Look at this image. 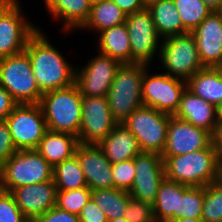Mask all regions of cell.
I'll return each instance as SVG.
<instances>
[{
    "mask_svg": "<svg viewBox=\"0 0 222 222\" xmlns=\"http://www.w3.org/2000/svg\"><path fill=\"white\" fill-rule=\"evenodd\" d=\"M183 26L193 31L211 12L202 0H173Z\"/></svg>",
    "mask_w": 222,
    "mask_h": 222,
    "instance_id": "32",
    "label": "cell"
},
{
    "mask_svg": "<svg viewBox=\"0 0 222 222\" xmlns=\"http://www.w3.org/2000/svg\"><path fill=\"white\" fill-rule=\"evenodd\" d=\"M165 178L190 187H205L219 180L214 142L206 148L177 156H162Z\"/></svg>",
    "mask_w": 222,
    "mask_h": 222,
    "instance_id": "2",
    "label": "cell"
},
{
    "mask_svg": "<svg viewBox=\"0 0 222 222\" xmlns=\"http://www.w3.org/2000/svg\"><path fill=\"white\" fill-rule=\"evenodd\" d=\"M218 127H222V106L218 109Z\"/></svg>",
    "mask_w": 222,
    "mask_h": 222,
    "instance_id": "49",
    "label": "cell"
},
{
    "mask_svg": "<svg viewBox=\"0 0 222 222\" xmlns=\"http://www.w3.org/2000/svg\"><path fill=\"white\" fill-rule=\"evenodd\" d=\"M0 85L18 104H38L43 94L25 51L0 58Z\"/></svg>",
    "mask_w": 222,
    "mask_h": 222,
    "instance_id": "6",
    "label": "cell"
},
{
    "mask_svg": "<svg viewBox=\"0 0 222 222\" xmlns=\"http://www.w3.org/2000/svg\"><path fill=\"white\" fill-rule=\"evenodd\" d=\"M148 65L121 64L109 89L107 100L113 119L123 123L136 109L143 106L142 78Z\"/></svg>",
    "mask_w": 222,
    "mask_h": 222,
    "instance_id": "4",
    "label": "cell"
},
{
    "mask_svg": "<svg viewBox=\"0 0 222 222\" xmlns=\"http://www.w3.org/2000/svg\"><path fill=\"white\" fill-rule=\"evenodd\" d=\"M124 218L129 222H156L152 203L144 202L133 197L128 199Z\"/></svg>",
    "mask_w": 222,
    "mask_h": 222,
    "instance_id": "36",
    "label": "cell"
},
{
    "mask_svg": "<svg viewBox=\"0 0 222 222\" xmlns=\"http://www.w3.org/2000/svg\"><path fill=\"white\" fill-rule=\"evenodd\" d=\"M16 151L7 122L0 121V168Z\"/></svg>",
    "mask_w": 222,
    "mask_h": 222,
    "instance_id": "38",
    "label": "cell"
},
{
    "mask_svg": "<svg viewBox=\"0 0 222 222\" xmlns=\"http://www.w3.org/2000/svg\"><path fill=\"white\" fill-rule=\"evenodd\" d=\"M78 143L73 134L47 130L35 150L54 167L75 155Z\"/></svg>",
    "mask_w": 222,
    "mask_h": 222,
    "instance_id": "22",
    "label": "cell"
},
{
    "mask_svg": "<svg viewBox=\"0 0 222 222\" xmlns=\"http://www.w3.org/2000/svg\"><path fill=\"white\" fill-rule=\"evenodd\" d=\"M91 198V189L82 187L69 191H57L56 206L59 209L79 215Z\"/></svg>",
    "mask_w": 222,
    "mask_h": 222,
    "instance_id": "34",
    "label": "cell"
},
{
    "mask_svg": "<svg viewBox=\"0 0 222 222\" xmlns=\"http://www.w3.org/2000/svg\"><path fill=\"white\" fill-rule=\"evenodd\" d=\"M117 124L112 117L107 96H82L79 143L98 145Z\"/></svg>",
    "mask_w": 222,
    "mask_h": 222,
    "instance_id": "12",
    "label": "cell"
},
{
    "mask_svg": "<svg viewBox=\"0 0 222 222\" xmlns=\"http://www.w3.org/2000/svg\"><path fill=\"white\" fill-rule=\"evenodd\" d=\"M17 105L10 93L0 85V121L5 120Z\"/></svg>",
    "mask_w": 222,
    "mask_h": 222,
    "instance_id": "41",
    "label": "cell"
},
{
    "mask_svg": "<svg viewBox=\"0 0 222 222\" xmlns=\"http://www.w3.org/2000/svg\"><path fill=\"white\" fill-rule=\"evenodd\" d=\"M202 1L212 11H220L222 7V0H202Z\"/></svg>",
    "mask_w": 222,
    "mask_h": 222,
    "instance_id": "45",
    "label": "cell"
},
{
    "mask_svg": "<svg viewBox=\"0 0 222 222\" xmlns=\"http://www.w3.org/2000/svg\"><path fill=\"white\" fill-rule=\"evenodd\" d=\"M201 219L204 222H222V182H211L204 187Z\"/></svg>",
    "mask_w": 222,
    "mask_h": 222,
    "instance_id": "33",
    "label": "cell"
},
{
    "mask_svg": "<svg viewBox=\"0 0 222 222\" xmlns=\"http://www.w3.org/2000/svg\"><path fill=\"white\" fill-rule=\"evenodd\" d=\"M121 63L98 52L84 67H76L75 84L82 96H107ZM80 69V70H79Z\"/></svg>",
    "mask_w": 222,
    "mask_h": 222,
    "instance_id": "13",
    "label": "cell"
},
{
    "mask_svg": "<svg viewBox=\"0 0 222 222\" xmlns=\"http://www.w3.org/2000/svg\"><path fill=\"white\" fill-rule=\"evenodd\" d=\"M31 61L37 85L42 93L69 87L75 83L76 66L55 48L41 29L28 40L24 50Z\"/></svg>",
    "mask_w": 222,
    "mask_h": 222,
    "instance_id": "1",
    "label": "cell"
},
{
    "mask_svg": "<svg viewBox=\"0 0 222 222\" xmlns=\"http://www.w3.org/2000/svg\"><path fill=\"white\" fill-rule=\"evenodd\" d=\"M141 1L143 3L144 7L148 8L150 5L156 3L159 0H141Z\"/></svg>",
    "mask_w": 222,
    "mask_h": 222,
    "instance_id": "48",
    "label": "cell"
},
{
    "mask_svg": "<svg viewBox=\"0 0 222 222\" xmlns=\"http://www.w3.org/2000/svg\"><path fill=\"white\" fill-rule=\"evenodd\" d=\"M2 190V187H1V168H0V191Z\"/></svg>",
    "mask_w": 222,
    "mask_h": 222,
    "instance_id": "53",
    "label": "cell"
},
{
    "mask_svg": "<svg viewBox=\"0 0 222 222\" xmlns=\"http://www.w3.org/2000/svg\"><path fill=\"white\" fill-rule=\"evenodd\" d=\"M53 181L57 191H69L87 187L84 172L76 155L53 167Z\"/></svg>",
    "mask_w": 222,
    "mask_h": 222,
    "instance_id": "29",
    "label": "cell"
},
{
    "mask_svg": "<svg viewBox=\"0 0 222 222\" xmlns=\"http://www.w3.org/2000/svg\"><path fill=\"white\" fill-rule=\"evenodd\" d=\"M213 142L216 147L217 158L222 159V127L217 128V131L213 136Z\"/></svg>",
    "mask_w": 222,
    "mask_h": 222,
    "instance_id": "43",
    "label": "cell"
},
{
    "mask_svg": "<svg viewBox=\"0 0 222 222\" xmlns=\"http://www.w3.org/2000/svg\"><path fill=\"white\" fill-rule=\"evenodd\" d=\"M191 33L204 67L222 66V13L212 11Z\"/></svg>",
    "mask_w": 222,
    "mask_h": 222,
    "instance_id": "17",
    "label": "cell"
},
{
    "mask_svg": "<svg viewBox=\"0 0 222 222\" xmlns=\"http://www.w3.org/2000/svg\"><path fill=\"white\" fill-rule=\"evenodd\" d=\"M204 203V187L183 185L179 189L178 219L201 218Z\"/></svg>",
    "mask_w": 222,
    "mask_h": 222,
    "instance_id": "31",
    "label": "cell"
},
{
    "mask_svg": "<svg viewBox=\"0 0 222 222\" xmlns=\"http://www.w3.org/2000/svg\"><path fill=\"white\" fill-rule=\"evenodd\" d=\"M182 186L183 184L178 182L163 179L152 203L156 222H172L178 219L179 189Z\"/></svg>",
    "mask_w": 222,
    "mask_h": 222,
    "instance_id": "26",
    "label": "cell"
},
{
    "mask_svg": "<svg viewBox=\"0 0 222 222\" xmlns=\"http://www.w3.org/2000/svg\"><path fill=\"white\" fill-rule=\"evenodd\" d=\"M75 155L84 172V177L89 189L114 188L112 164L98 145L78 143Z\"/></svg>",
    "mask_w": 222,
    "mask_h": 222,
    "instance_id": "18",
    "label": "cell"
},
{
    "mask_svg": "<svg viewBox=\"0 0 222 222\" xmlns=\"http://www.w3.org/2000/svg\"><path fill=\"white\" fill-rule=\"evenodd\" d=\"M127 14L112 0H102L92 4L88 20L81 28L101 32L105 29L125 23Z\"/></svg>",
    "mask_w": 222,
    "mask_h": 222,
    "instance_id": "28",
    "label": "cell"
},
{
    "mask_svg": "<svg viewBox=\"0 0 222 222\" xmlns=\"http://www.w3.org/2000/svg\"><path fill=\"white\" fill-rule=\"evenodd\" d=\"M32 222H79V216L54 206Z\"/></svg>",
    "mask_w": 222,
    "mask_h": 222,
    "instance_id": "39",
    "label": "cell"
},
{
    "mask_svg": "<svg viewBox=\"0 0 222 222\" xmlns=\"http://www.w3.org/2000/svg\"><path fill=\"white\" fill-rule=\"evenodd\" d=\"M135 178L129 194L131 197L153 203L159 186L165 178L161 154L140 152L134 157Z\"/></svg>",
    "mask_w": 222,
    "mask_h": 222,
    "instance_id": "14",
    "label": "cell"
},
{
    "mask_svg": "<svg viewBox=\"0 0 222 222\" xmlns=\"http://www.w3.org/2000/svg\"><path fill=\"white\" fill-rule=\"evenodd\" d=\"M114 188L128 191L131 189L135 178L134 158L111 165Z\"/></svg>",
    "mask_w": 222,
    "mask_h": 222,
    "instance_id": "35",
    "label": "cell"
},
{
    "mask_svg": "<svg viewBox=\"0 0 222 222\" xmlns=\"http://www.w3.org/2000/svg\"><path fill=\"white\" fill-rule=\"evenodd\" d=\"M219 161V180L222 182V159H218Z\"/></svg>",
    "mask_w": 222,
    "mask_h": 222,
    "instance_id": "51",
    "label": "cell"
},
{
    "mask_svg": "<svg viewBox=\"0 0 222 222\" xmlns=\"http://www.w3.org/2000/svg\"><path fill=\"white\" fill-rule=\"evenodd\" d=\"M127 15L146 9L141 0H112Z\"/></svg>",
    "mask_w": 222,
    "mask_h": 222,
    "instance_id": "42",
    "label": "cell"
},
{
    "mask_svg": "<svg viewBox=\"0 0 222 222\" xmlns=\"http://www.w3.org/2000/svg\"><path fill=\"white\" fill-rule=\"evenodd\" d=\"M92 4L89 0H58L57 4L49 11L52 18H61L62 30L81 29L88 20Z\"/></svg>",
    "mask_w": 222,
    "mask_h": 222,
    "instance_id": "27",
    "label": "cell"
},
{
    "mask_svg": "<svg viewBox=\"0 0 222 222\" xmlns=\"http://www.w3.org/2000/svg\"><path fill=\"white\" fill-rule=\"evenodd\" d=\"M10 193L23 215L30 222L56 206L57 188L53 180L23 185Z\"/></svg>",
    "mask_w": 222,
    "mask_h": 222,
    "instance_id": "19",
    "label": "cell"
},
{
    "mask_svg": "<svg viewBox=\"0 0 222 222\" xmlns=\"http://www.w3.org/2000/svg\"><path fill=\"white\" fill-rule=\"evenodd\" d=\"M78 216L79 222H108L105 213L92 198L86 203Z\"/></svg>",
    "mask_w": 222,
    "mask_h": 222,
    "instance_id": "40",
    "label": "cell"
},
{
    "mask_svg": "<svg viewBox=\"0 0 222 222\" xmlns=\"http://www.w3.org/2000/svg\"><path fill=\"white\" fill-rule=\"evenodd\" d=\"M102 0H89V2L91 3V4H94V3H97V2H101Z\"/></svg>",
    "mask_w": 222,
    "mask_h": 222,
    "instance_id": "52",
    "label": "cell"
},
{
    "mask_svg": "<svg viewBox=\"0 0 222 222\" xmlns=\"http://www.w3.org/2000/svg\"><path fill=\"white\" fill-rule=\"evenodd\" d=\"M21 11L18 0L0 17V58L23 52L30 37L39 29Z\"/></svg>",
    "mask_w": 222,
    "mask_h": 222,
    "instance_id": "15",
    "label": "cell"
},
{
    "mask_svg": "<svg viewBox=\"0 0 222 222\" xmlns=\"http://www.w3.org/2000/svg\"><path fill=\"white\" fill-rule=\"evenodd\" d=\"M0 222H30L17 206L13 195L0 191Z\"/></svg>",
    "mask_w": 222,
    "mask_h": 222,
    "instance_id": "37",
    "label": "cell"
},
{
    "mask_svg": "<svg viewBox=\"0 0 222 222\" xmlns=\"http://www.w3.org/2000/svg\"><path fill=\"white\" fill-rule=\"evenodd\" d=\"M99 53L118 60L121 64H131V47L127 25H120L99 32Z\"/></svg>",
    "mask_w": 222,
    "mask_h": 222,
    "instance_id": "24",
    "label": "cell"
},
{
    "mask_svg": "<svg viewBox=\"0 0 222 222\" xmlns=\"http://www.w3.org/2000/svg\"><path fill=\"white\" fill-rule=\"evenodd\" d=\"M213 136L205 129L171 115L168 122L167 139L161 156H177L206 148Z\"/></svg>",
    "mask_w": 222,
    "mask_h": 222,
    "instance_id": "16",
    "label": "cell"
},
{
    "mask_svg": "<svg viewBox=\"0 0 222 222\" xmlns=\"http://www.w3.org/2000/svg\"><path fill=\"white\" fill-rule=\"evenodd\" d=\"M125 24L129 33L131 47V64L148 65L160 50L159 40L161 37L150 12L146 9L128 14ZM159 46V47H158Z\"/></svg>",
    "mask_w": 222,
    "mask_h": 222,
    "instance_id": "11",
    "label": "cell"
},
{
    "mask_svg": "<svg viewBox=\"0 0 222 222\" xmlns=\"http://www.w3.org/2000/svg\"><path fill=\"white\" fill-rule=\"evenodd\" d=\"M39 104L47 130L70 133L78 138L81 126L82 95L75 83L66 88L43 93Z\"/></svg>",
    "mask_w": 222,
    "mask_h": 222,
    "instance_id": "3",
    "label": "cell"
},
{
    "mask_svg": "<svg viewBox=\"0 0 222 222\" xmlns=\"http://www.w3.org/2000/svg\"><path fill=\"white\" fill-rule=\"evenodd\" d=\"M147 10L150 12L156 31L162 39L189 32L183 26L173 0H159L150 5Z\"/></svg>",
    "mask_w": 222,
    "mask_h": 222,
    "instance_id": "25",
    "label": "cell"
},
{
    "mask_svg": "<svg viewBox=\"0 0 222 222\" xmlns=\"http://www.w3.org/2000/svg\"><path fill=\"white\" fill-rule=\"evenodd\" d=\"M18 0H0V17H2Z\"/></svg>",
    "mask_w": 222,
    "mask_h": 222,
    "instance_id": "44",
    "label": "cell"
},
{
    "mask_svg": "<svg viewBox=\"0 0 222 222\" xmlns=\"http://www.w3.org/2000/svg\"><path fill=\"white\" fill-rule=\"evenodd\" d=\"M17 150L36 149L47 131L40 104H18L6 117Z\"/></svg>",
    "mask_w": 222,
    "mask_h": 222,
    "instance_id": "9",
    "label": "cell"
},
{
    "mask_svg": "<svg viewBox=\"0 0 222 222\" xmlns=\"http://www.w3.org/2000/svg\"><path fill=\"white\" fill-rule=\"evenodd\" d=\"M53 180V166L35 149L18 150L1 167L2 190Z\"/></svg>",
    "mask_w": 222,
    "mask_h": 222,
    "instance_id": "5",
    "label": "cell"
},
{
    "mask_svg": "<svg viewBox=\"0 0 222 222\" xmlns=\"http://www.w3.org/2000/svg\"><path fill=\"white\" fill-rule=\"evenodd\" d=\"M172 222H204L201 218L194 219V218H181V219H176Z\"/></svg>",
    "mask_w": 222,
    "mask_h": 222,
    "instance_id": "46",
    "label": "cell"
},
{
    "mask_svg": "<svg viewBox=\"0 0 222 222\" xmlns=\"http://www.w3.org/2000/svg\"><path fill=\"white\" fill-rule=\"evenodd\" d=\"M108 222H129V221L124 217H118L116 219L108 220Z\"/></svg>",
    "mask_w": 222,
    "mask_h": 222,
    "instance_id": "50",
    "label": "cell"
},
{
    "mask_svg": "<svg viewBox=\"0 0 222 222\" xmlns=\"http://www.w3.org/2000/svg\"><path fill=\"white\" fill-rule=\"evenodd\" d=\"M130 197L128 191L117 188L91 190V198L103 210L108 220L124 217Z\"/></svg>",
    "mask_w": 222,
    "mask_h": 222,
    "instance_id": "30",
    "label": "cell"
},
{
    "mask_svg": "<svg viewBox=\"0 0 222 222\" xmlns=\"http://www.w3.org/2000/svg\"><path fill=\"white\" fill-rule=\"evenodd\" d=\"M170 116L153 107L141 106L122 124L135 135L141 152L162 154Z\"/></svg>",
    "mask_w": 222,
    "mask_h": 222,
    "instance_id": "8",
    "label": "cell"
},
{
    "mask_svg": "<svg viewBox=\"0 0 222 222\" xmlns=\"http://www.w3.org/2000/svg\"><path fill=\"white\" fill-rule=\"evenodd\" d=\"M162 41L157 54L168 76L187 82L204 68L198 56L196 39L191 32L172 35Z\"/></svg>",
    "mask_w": 222,
    "mask_h": 222,
    "instance_id": "7",
    "label": "cell"
},
{
    "mask_svg": "<svg viewBox=\"0 0 222 222\" xmlns=\"http://www.w3.org/2000/svg\"><path fill=\"white\" fill-rule=\"evenodd\" d=\"M58 0H44L48 12L57 4Z\"/></svg>",
    "mask_w": 222,
    "mask_h": 222,
    "instance_id": "47",
    "label": "cell"
},
{
    "mask_svg": "<svg viewBox=\"0 0 222 222\" xmlns=\"http://www.w3.org/2000/svg\"><path fill=\"white\" fill-rule=\"evenodd\" d=\"M175 117L205 129L212 136L218 128V108L193 94L187 88L183 92Z\"/></svg>",
    "mask_w": 222,
    "mask_h": 222,
    "instance_id": "20",
    "label": "cell"
},
{
    "mask_svg": "<svg viewBox=\"0 0 222 222\" xmlns=\"http://www.w3.org/2000/svg\"><path fill=\"white\" fill-rule=\"evenodd\" d=\"M111 164L136 157L141 151L135 135L122 123L98 144Z\"/></svg>",
    "mask_w": 222,
    "mask_h": 222,
    "instance_id": "21",
    "label": "cell"
},
{
    "mask_svg": "<svg viewBox=\"0 0 222 222\" xmlns=\"http://www.w3.org/2000/svg\"><path fill=\"white\" fill-rule=\"evenodd\" d=\"M187 89L216 108L222 106V69L204 67L186 82Z\"/></svg>",
    "mask_w": 222,
    "mask_h": 222,
    "instance_id": "23",
    "label": "cell"
},
{
    "mask_svg": "<svg viewBox=\"0 0 222 222\" xmlns=\"http://www.w3.org/2000/svg\"><path fill=\"white\" fill-rule=\"evenodd\" d=\"M147 69L149 68L144 71L141 86L143 106L174 115L187 88L186 82L165 73L150 75Z\"/></svg>",
    "mask_w": 222,
    "mask_h": 222,
    "instance_id": "10",
    "label": "cell"
}]
</instances>
